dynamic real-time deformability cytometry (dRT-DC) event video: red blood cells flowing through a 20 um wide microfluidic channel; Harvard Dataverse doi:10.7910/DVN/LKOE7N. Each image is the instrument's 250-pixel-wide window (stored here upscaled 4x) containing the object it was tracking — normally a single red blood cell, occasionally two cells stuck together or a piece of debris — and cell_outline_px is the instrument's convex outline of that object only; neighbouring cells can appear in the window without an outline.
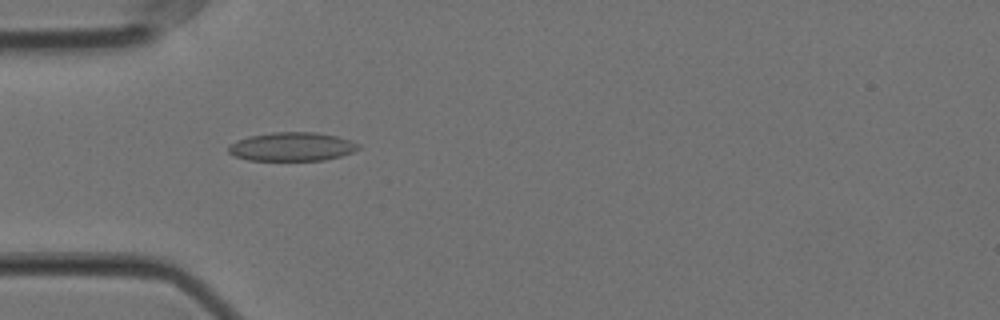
{"species": "Egyptian fruit bat (a non-hibernating species)", "species_latin": "Rousettus aegyptiacus", "temperature_condition": "cold", "stored_images_in_passage": 57, "camera_frame_rate_fps": 3000, "um_per_image_px": 0.085, "animal": {"sex": "female"}, "frame": {"image": 1, "passage_image": 17, "time_ms": 5.333, "image_size_px": [1000, 320], "cell_outline_px": [[360, 148], [352, 152], [340, 156], [324, 160], [248, 160], [236, 156], [228, 152], [228, 148], [236, 140], [252, 136], [272, 132], [316, 132], [336, 136], [360, 144]], "centroid_in_image_um": [24.83, 12.47], "position_along_channel_um": 60.2, "area_um2": 21.5}}
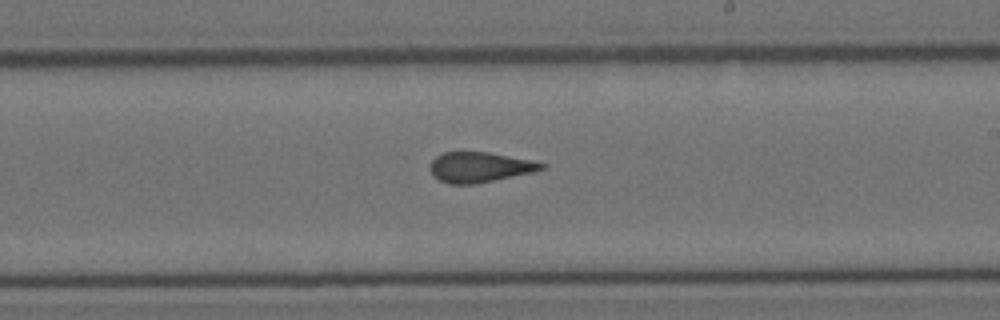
{"frame": {"image": 2, "passage_image": 33, "time_ms": 10.667, "image_size_px": [1000, 320], "cell_outline_px": [[548, 164], [544, 168], [532, 172], [476, 184], [448, 184], [432, 176], [428, 168], [432, 160], [436, 156], [444, 152], [488, 152]], "centroid_in_image_um": [40.71, 14.22], "position_along_channel_um": 248.3, "area_um2": 19.54}}
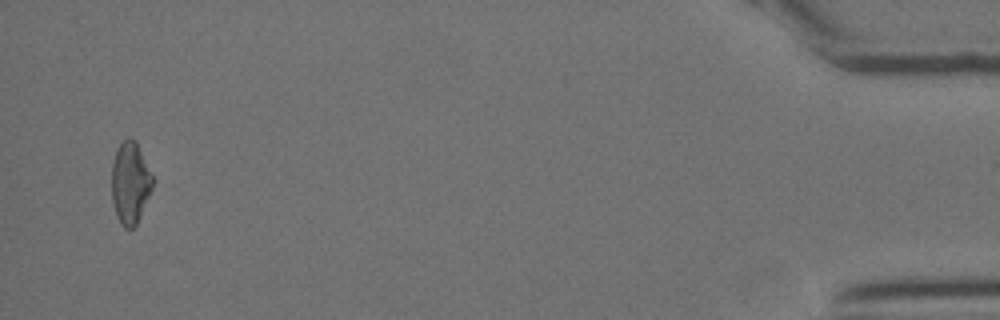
{"frame": {"image": 3, "passage_image": 55, "time_ms": 18.0, "image_size_px": [1000, 320], "cell_outline_px": [[156, 180], [136, 224], [132, 228], [124, 228], [120, 224], [116, 216], [112, 204], [112, 164], [116, 148], [128, 136], [136, 140]], "centroid_in_image_um": [11.08, 15.51], "position_along_channel_um": 424.1, "area_um2": 19.94}, "authors_computed_cell_mechanics": {"area_um2": 20.3456, "velocity_mm_per_s": 3.5594, "shape_relaxation_time_tau1_ms": null, "shape_relaxation_time_tau2_ms": 1.7242, "deformation_change_tau1": null, "deformation_change_tau2": 0.0724}}